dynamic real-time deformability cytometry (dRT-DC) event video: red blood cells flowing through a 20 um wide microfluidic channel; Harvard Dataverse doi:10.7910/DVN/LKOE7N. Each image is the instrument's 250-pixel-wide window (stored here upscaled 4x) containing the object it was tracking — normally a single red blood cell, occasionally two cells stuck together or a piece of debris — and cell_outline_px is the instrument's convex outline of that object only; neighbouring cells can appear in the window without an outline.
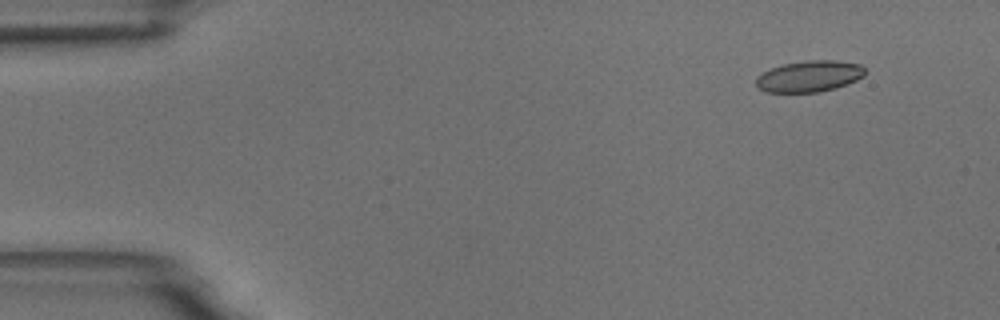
{"species": "common noctule bat (a hibernating species)", "species_latin": "Nyctalus noctula", "temperature_condition": "room temperature", "stored_images_in_passage": 4, "camera_frame_rate_fps": 3000, "um_per_image_px": 0.085, "animal": {"sex": "male", "body_mass_g": 18.8}, "frame": {"image": 1, "passage_image": 2, "time_ms": 1.0, "image_size_px": [1000, 320], "cell_outline_px": [[864, 76], [848, 84], [836, 88], [820, 92], [764, 92], [756, 88], [756, 76], [772, 68], [784, 64], [808, 60], [836, 60], [860, 64], [864, 68]], "centroid_in_image_um": [68.78, 6.49], "position_along_channel_um": 16.2, "area_um2": 19.94}}